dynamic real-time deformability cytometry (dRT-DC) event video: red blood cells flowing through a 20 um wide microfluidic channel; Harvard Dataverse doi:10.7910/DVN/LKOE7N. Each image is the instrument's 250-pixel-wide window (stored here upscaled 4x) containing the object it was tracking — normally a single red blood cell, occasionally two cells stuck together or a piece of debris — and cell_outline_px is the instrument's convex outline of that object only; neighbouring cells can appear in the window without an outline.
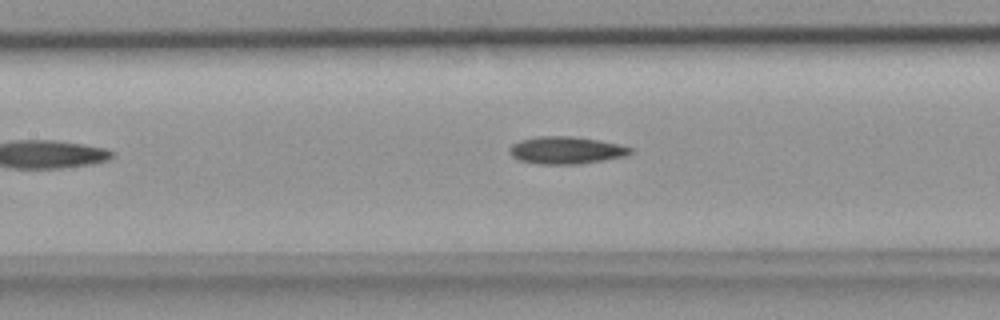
{"species": "common noctule bat (a hibernating species)", "species_latin": "Nyctalus noctula", "temperature_condition": "room temperature", "stored_images_in_passage": 15, "camera_frame_rate_fps": 3000, "um_per_image_px": 0.085, "animal": {"sex": "female", "body_mass_g": 18.4}, "frame": {"image": 1, "passage_image": 9, "time_ms": 2.667, "image_size_px": [1000, 320], "cell_outline_px": [[632, 152], [624, 156], [604, 160], [576, 164], [536, 164], [520, 160], [512, 156], [508, 152], [508, 148], [512, 144], [520, 140], [536, 136], [572, 136], [600, 140], [620, 144], [632, 148]], "centroid_in_image_um": [48.09, 12.76], "position_along_channel_um": 159.3, "area_um2": 19.36}}
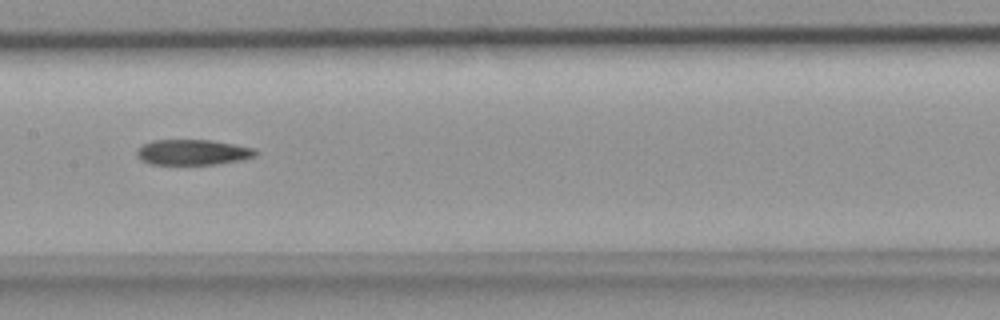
{"frame": {"image": 2, "passage_image": 11, "time_ms": 3.333, "image_size_px": [1000, 320], "cell_outline_px": [[260, 152], [256, 156], [244, 160], [220, 164], [148, 164], [140, 160], [136, 156], [136, 148], [152, 140], [212, 140], [256, 148]], "centroid_in_image_um": [16.42, 12.94], "position_along_channel_um": 191.0, "area_um2": 18.03}}
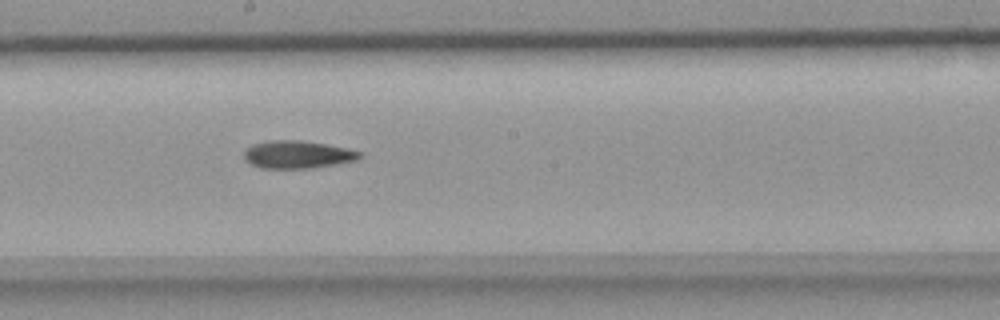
{"frame": {"image": 3, "passage_image": 13, "time_ms": 4.0, "image_size_px": [1000, 320], "cell_outline_px": [[364, 156], [356, 160], [336, 164], [312, 168], [260, 168], [244, 160], [244, 148], [252, 144], [268, 140], [300, 140], [324, 144], [364, 152]], "centroid_in_image_um": [25.27, 13.13], "position_along_channel_um": 222.9, "area_um2": 18.79}}